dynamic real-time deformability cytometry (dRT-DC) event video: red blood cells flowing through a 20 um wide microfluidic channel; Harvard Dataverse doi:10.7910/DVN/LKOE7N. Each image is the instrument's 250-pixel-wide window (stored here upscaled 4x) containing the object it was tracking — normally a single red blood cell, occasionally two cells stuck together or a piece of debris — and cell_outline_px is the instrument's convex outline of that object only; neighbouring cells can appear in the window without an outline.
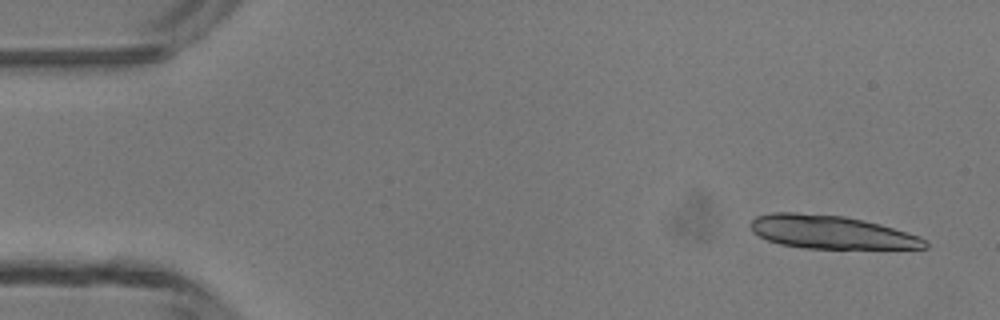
{"species": "common noctule bat (a hibernating species)", "species_latin": "Nyctalus noctula", "temperature_condition": "room temperature", "stored_images_in_passage": 5, "camera_frame_rate_fps": 3000, "um_per_image_px": 0.085, "animal": {"sex": "male", "body_mass_g": 13.3}, "frame": {"image": 1, "passage_image": 5, "time_ms": 5.333, "image_size_px": [1000, 320], "cell_outline_px": [[928, 248], [804, 248], [780, 244], [768, 240], [752, 232], [752, 220], [756, 216], [772, 212], [796, 212], [844, 216], [864, 220], [880, 224], [920, 236], [928, 240]], "centroid_in_image_um": [70.66, 19.72], "position_along_channel_um": 14.3, "area_um2": 33.7}}